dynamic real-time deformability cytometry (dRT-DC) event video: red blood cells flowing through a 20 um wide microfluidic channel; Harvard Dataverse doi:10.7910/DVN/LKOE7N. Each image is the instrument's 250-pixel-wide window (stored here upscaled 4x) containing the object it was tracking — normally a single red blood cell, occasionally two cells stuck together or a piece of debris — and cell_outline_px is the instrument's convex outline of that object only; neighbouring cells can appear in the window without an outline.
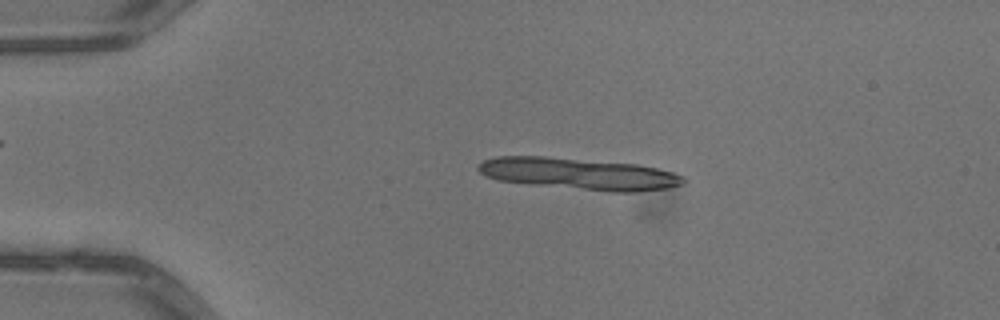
{"species": "common noctule bat (a hibernating species)", "species_latin": "Nyctalus noctula", "temperature_condition": "warm", "stored_images_in_passage": 5, "camera_frame_rate_fps": 3000, "um_per_image_px": 0.085, "animal": {"sex": "male", "body_mass_g": 13.3}, "frame": {"image": 1, "passage_image": 2, "time_ms": 0.333, "image_size_px": [1000, 320], "cell_outline_px": [[688, 180], [684, 184], [668, 188], [636, 192], [612, 192], [528, 184], [496, 180], [480, 172], [476, 168], [484, 160], [496, 156], [544, 156], [636, 164], [656, 168], [672, 172], [684, 176]], "centroid_in_image_um": [49.24, 14.77], "position_along_channel_um": 35.8, "area_um2": 37.92}}
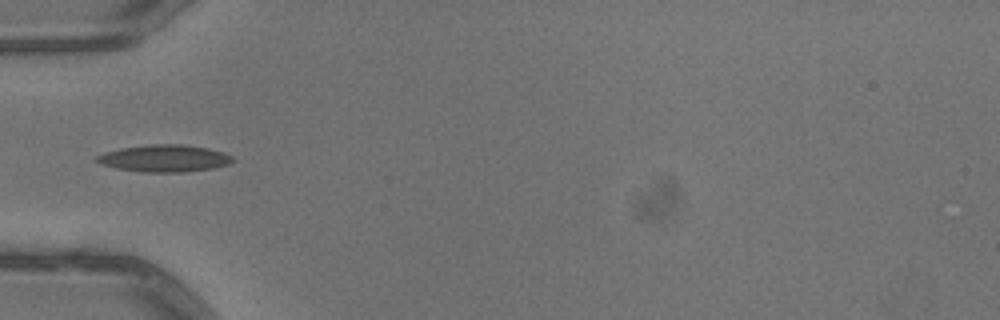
{"frame": {"image": 2, "passage_image": 4, "time_ms": 1.0, "image_size_px": [1000, 320], "cell_outline_px": [[236, 160], [228, 164], [212, 168], [184, 172], [144, 172], [116, 168], [100, 164], [92, 160], [96, 156], [104, 152], [120, 148], [148, 144], [180, 144], [208, 148], [224, 152], [232, 156]], "centroid_in_image_um": [13.94, 13.45], "position_along_channel_um": 71.1, "area_um2": 21.62}}
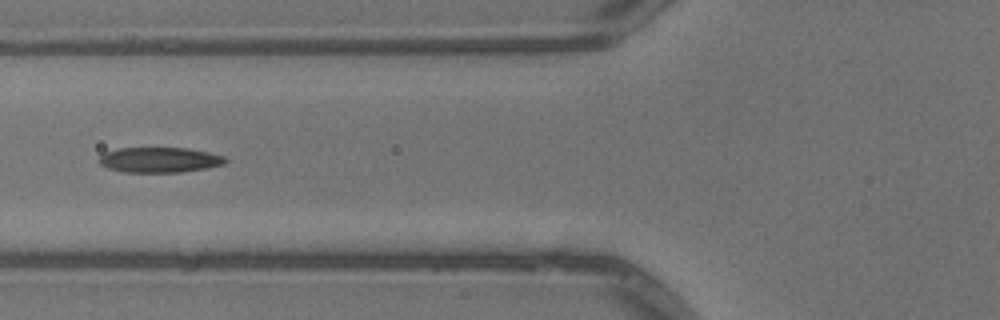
{"frame": {"image": 3, "passage_image": 5, "time_ms": 1.333, "image_size_px": [1000, 320], "cell_outline_px": [[228, 160], [224, 164], [208, 168], [180, 172], [124, 172], [108, 168], [100, 164], [96, 160], [104, 152], [120, 148], [188, 148], [208, 152], [224, 156]], "centroid_in_image_um": [13.55, 13.59], "position_along_channel_um": 112.2, "area_um2": 18.67}}